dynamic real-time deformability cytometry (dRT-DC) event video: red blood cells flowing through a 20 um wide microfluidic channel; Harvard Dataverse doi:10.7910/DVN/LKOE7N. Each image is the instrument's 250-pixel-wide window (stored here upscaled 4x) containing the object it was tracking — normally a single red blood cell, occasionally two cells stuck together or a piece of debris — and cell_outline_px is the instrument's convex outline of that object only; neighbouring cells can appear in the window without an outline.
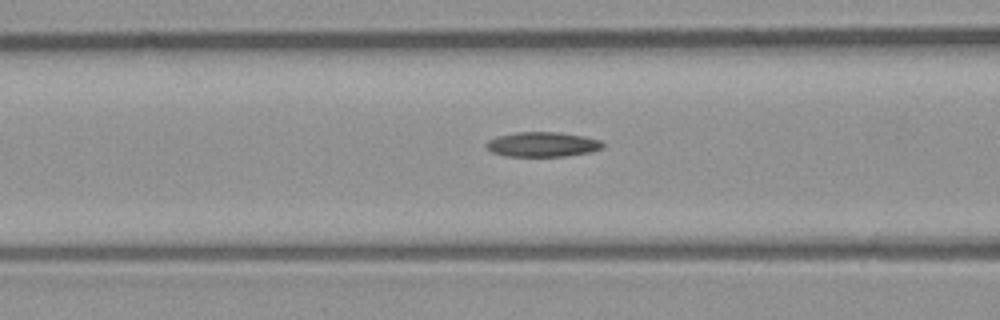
{"species": "common noctule bat (a hibernating species)", "species_latin": "Nyctalus noctula", "temperature_condition": "room temperature", "stored_images_in_passage": 10, "camera_frame_rate_fps": 3000, "um_per_image_px": 0.085, "animal": {"sex": "male", "body_mass_g": 23.1, "forearm_length_mm": 52.7}, "frame": {"image": 1, "passage_image": 9, "time_ms": 2.667, "image_size_px": [1000, 320], "cell_outline_px": [[604, 144], [600, 148], [588, 152], [564, 156], [504, 156], [492, 152], [484, 144], [488, 140], [496, 136], [516, 132], [560, 132], [584, 136], [600, 140]], "centroid_in_image_um": [46.06, 12.26], "position_along_channel_um": 120.5, "area_um2": 16.76}}